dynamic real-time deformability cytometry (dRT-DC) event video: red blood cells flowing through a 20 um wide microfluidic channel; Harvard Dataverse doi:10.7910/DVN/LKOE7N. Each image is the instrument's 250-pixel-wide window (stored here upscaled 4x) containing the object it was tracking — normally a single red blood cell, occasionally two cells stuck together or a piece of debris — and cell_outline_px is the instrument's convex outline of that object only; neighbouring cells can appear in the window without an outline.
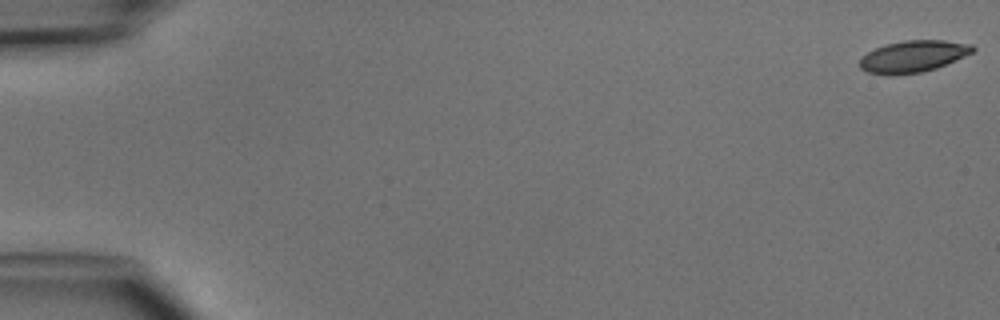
{"species": "common noctule bat (a hibernating species)", "species_latin": "Nyctalus noctula", "temperature_condition": "cold", "stored_images_in_passage": 5, "camera_frame_rate_fps": 3000, "um_per_image_px": 0.085, "animal": {"sex": "male", "body_mass_g": 15.6}, "frame": {"image": 1, "passage_image": 1, "time_ms": 0.0, "image_size_px": [1000, 320], "cell_outline_px": [[976, 48], [972, 52], [964, 56], [936, 68], [920, 72], [892, 76], [888, 76], [868, 72], [860, 68], [860, 56], [884, 44], [904, 40], [944, 40], [972, 44]], "centroid_in_image_um": [77.58, 4.79], "position_along_channel_um": 7.4, "area_um2": 20.98}}